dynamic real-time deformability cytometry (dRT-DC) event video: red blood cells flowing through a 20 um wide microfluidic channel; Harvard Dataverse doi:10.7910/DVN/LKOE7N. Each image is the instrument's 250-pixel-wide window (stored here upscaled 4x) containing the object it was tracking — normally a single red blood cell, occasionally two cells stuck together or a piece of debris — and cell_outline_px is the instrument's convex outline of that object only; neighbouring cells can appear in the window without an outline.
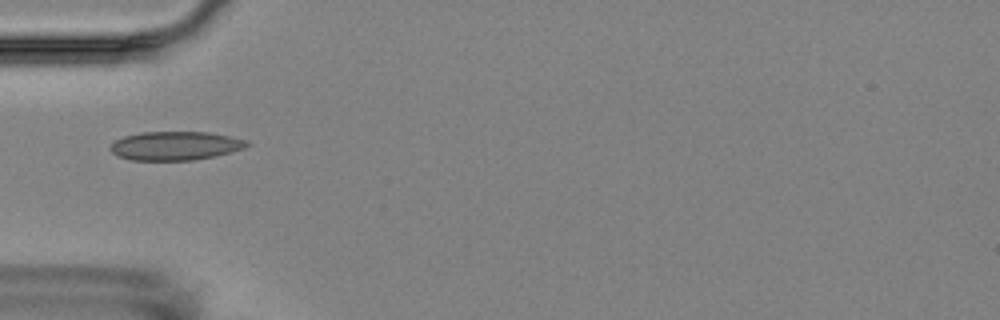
{"species": "Egyptian fruit bat (a non-hibernating species)", "species_latin": "Rousettus aegyptiacus", "temperature_condition": "room temperature", "stored_images_in_passage": 1, "camera_frame_rate_fps": 3000, "um_per_image_px": 0.085, "animal": {"sex": "female"}, "frame": {"image": 1, "passage_image": 1, "time_ms": 0.0, "image_size_px": [1000, 320], "cell_outline_px": [[252, 144], [244, 148], [216, 156], [192, 160], [132, 160], [116, 156], [108, 148], [116, 140], [124, 136], [140, 132], [208, 132], [248, 140]], "centroid_in_image_um": [14.9, 12.39], "position_along_channel_um": 70.1, "area_um2": 22.95}}